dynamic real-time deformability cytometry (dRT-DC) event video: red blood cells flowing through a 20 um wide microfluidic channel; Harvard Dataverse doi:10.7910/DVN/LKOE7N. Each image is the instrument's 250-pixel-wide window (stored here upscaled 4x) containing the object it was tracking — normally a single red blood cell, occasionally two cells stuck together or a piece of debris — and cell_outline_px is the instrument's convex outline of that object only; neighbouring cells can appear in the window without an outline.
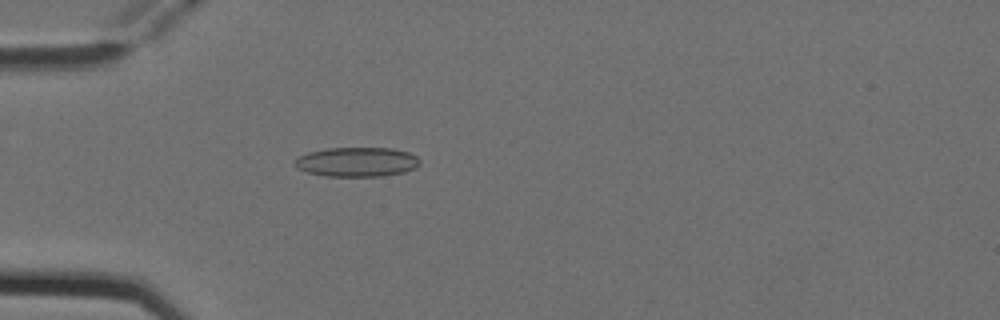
{"species": "Egyptian fruit bat (a non-hibernating species)", "species_latin": "Rousettus aegyptiacus", "temperature_condition": "cold", "stored_images_in_passage": 2, "camera_frame_rate_fps": 3000, "um_per_image_px": 0.085, "animal": {"sex": "female"}, "frame": {"image": 1, "passage_image": 2, "time_ms": 0.333, "image_size_px": [1000, 320], "cell_outline_px": [[420, 164], [416, 168], [404, 172], [380, 176], [324, 176], [308, 172], [296, 168], [296, 160], [300, 156], [308, 152], [328, 148], [392, 148], [408, 152], [416, 156], [420, 160]], "centroid_in_image_um": [30.37, 13.76], "position_along_channel_um": 54.6, "area_um2": 21.39}}